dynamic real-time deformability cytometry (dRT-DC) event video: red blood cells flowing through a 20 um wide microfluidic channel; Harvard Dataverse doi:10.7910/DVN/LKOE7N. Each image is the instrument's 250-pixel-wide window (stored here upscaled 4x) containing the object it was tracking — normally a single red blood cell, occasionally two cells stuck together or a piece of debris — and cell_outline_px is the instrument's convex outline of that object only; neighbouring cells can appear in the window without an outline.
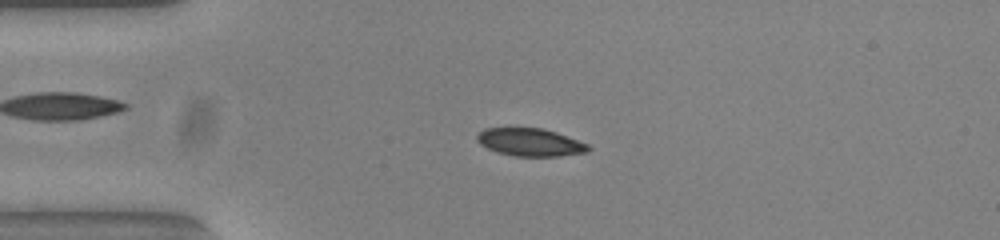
{"species": "common noctule bat (a hibernating species)", "species_latin": "Nyctalus noctula", "temperature_condition": "warm", "stored_images_in_passage": 53, "camera_frame_rate_fps": 3000, "um_per_image_px": 0.085, "animal": {"sex": "female", "body_mass_g": 23.0, "forearm_length_mm": 53.4}, "frame": {"image": 1, "passage_image": 12, "time_ms": 3.667, "image_size_px": [1000, 240], "cell_outline_px": [[592, 148], [588, 152], [560, 156], [516, 156], [496, 152], [480, 144], [476, 140], [476, 136], [484, 128], [544, 128], [556, 132], [588, 144]], "centroid_in_image_um": [45.07, 12.09], "position_along_channel_um": 39.9, "area_um2": 18.03}}
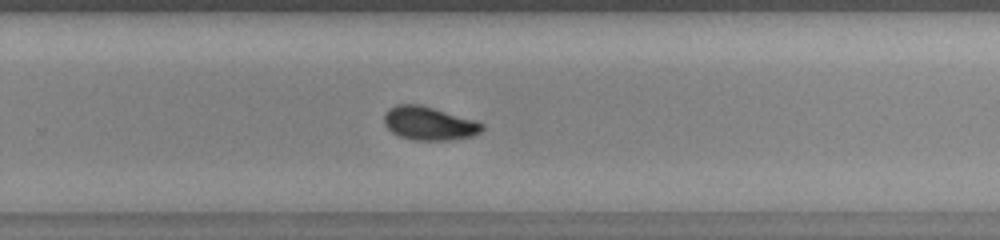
{"frame": {"image": 2, "passage_image": 34, "time_ms": 11.0, "image_size_px": [1000, 240], "cell_outline_px": [[484, 128], [480, 132], [472, 136], [448, 140], [416, 140], [400, 136], [392, 132], [384, 124], [384, 116], [388, 108], [396, 104], [420, 104], [476, 120], [484, 124]], "centroid_in_image_um": [36.47, 10.47], "position_along_channel_um": 293.3, "area_um2": 19.13}}
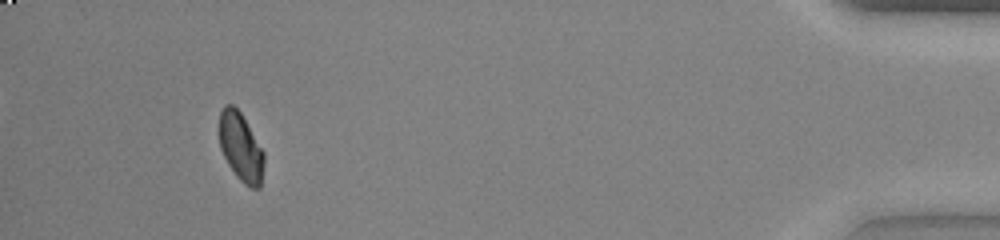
{"frame": {"image": 3, "passage_image": 49, "time_ms": 16.0, "image_size_px": [1000, 240], "cell_outline_px": [[264, 164], [260, 188], [252, 188], [244, 184], [236, 176], [228, 164], [220, 148], [220, 112], [224, 104], [232, 104], [240, 112], [264, 152]], "centroid_in_image_um": [20.47, 12.52], "position_along_channel_um": 414.7, "area_um2": 17.69}, "authors_computed_cell_mechanics": {"area_um2": 18.6116, "velocity_mm_per_s": 3.8402, "shape_relaxation_time_tau1_ms": 3.5948, "shape_relaxation_time_tau2_ms": 1.7672, "deformation_change_tau1": 0.1355, "deformation_change_tau2": 0.0385}}